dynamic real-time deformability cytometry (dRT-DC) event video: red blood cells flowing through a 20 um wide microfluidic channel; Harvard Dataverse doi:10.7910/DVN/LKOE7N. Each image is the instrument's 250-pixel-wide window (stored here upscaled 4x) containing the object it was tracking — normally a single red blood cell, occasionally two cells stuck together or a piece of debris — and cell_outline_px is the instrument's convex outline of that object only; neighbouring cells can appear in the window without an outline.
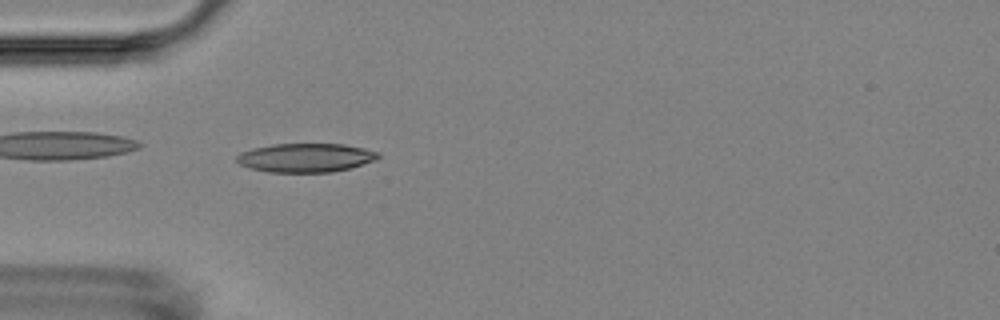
{"species": "Egyptian fruit bat (a non-hibernating species)", "species_latin": "Rousettus aegyptiacus", "temperature_condition": "room temperature", "stored_images_in_passage": 5, "camera_frame_rate_fps": 3000, "um_per_image_px": 0.085, "animal": {"sex": "female"}, "frame": {"image": 1, "passage_image": 5, "time_ms": 5.667, "image_size_px": [1000, 320], "cell_outline_px": [[380, 156], [376, 160], [348, 168], [332, 172], [268, 172], [252, 168], [240, 164], [236, 160], [236, 156], [240, 152], [252, 148], [272, 144], [344, 144], [364, 148], [380, 152]], "centroid_in_image_um": [25.98, 13.4], "position_along_channel_um": 59.0, "area_um2": 23.76}}